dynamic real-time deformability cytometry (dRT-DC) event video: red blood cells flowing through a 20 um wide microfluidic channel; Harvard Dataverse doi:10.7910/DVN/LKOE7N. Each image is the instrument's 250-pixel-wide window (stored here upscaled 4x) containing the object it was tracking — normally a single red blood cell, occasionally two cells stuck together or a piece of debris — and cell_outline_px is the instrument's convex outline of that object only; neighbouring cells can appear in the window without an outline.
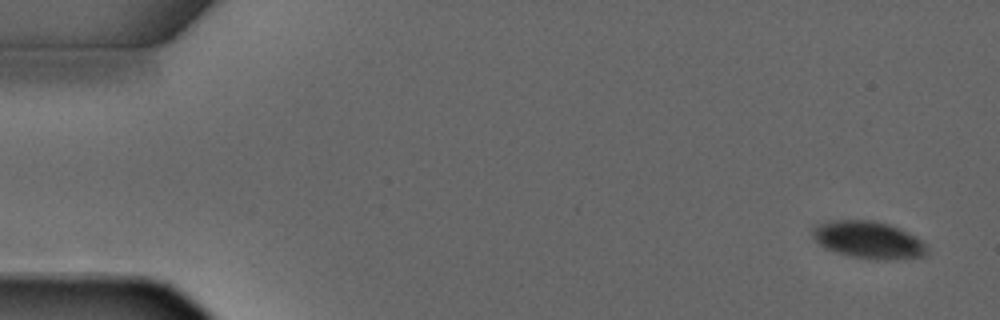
{"species": "common noctule bat (a hibernating species)", "species_latin": "Nyctalus noctula", "temperature_condition": "warm", "stored_images_in_passage": 3, "camera_frame_rate_fps": 3000, "um_per_image_px": 0.085, "animal": {"sex": "male", "forearm_length_mm": 52.5}, "frame": {"image": 1, "passage_image": 1, "time_ms": 0.0, "image_size_px": [1000, 320], "cell_outline_px": [[924, 256], [888, 260], [876, 260], [852, 256], [836, 252], [824, 248], [812, 236], [812, 228], [816, 224], [828, 220], [872, 220], [888, 224], [900, 228], [916, 236], [924, 244]], "centroid_in_image_um": [73.76, 20.37], "position_along_channel_um": 11.2, "area_um2": 24.74}}
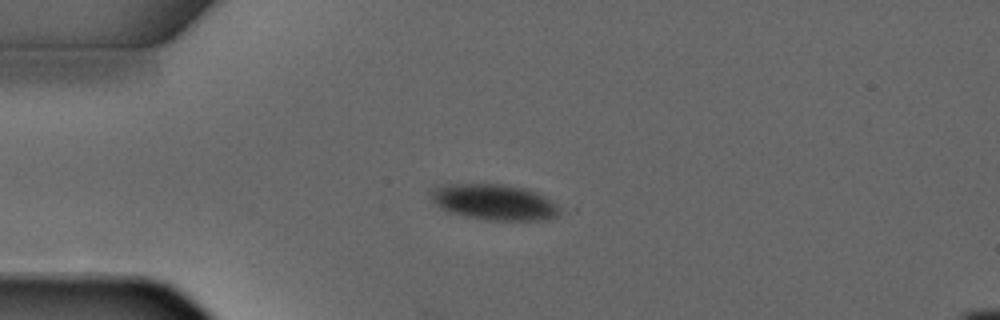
{"frame": {"image": 2, "passage_image": 3, "time_ms": 3.0, "image_size_px": [1000, 320], "cell_outline_px": [[560, 212], [556, 216], [536, 220], [488, 220], [468, 216], [452, 212], [436, 204], [428, 196], [428, 188], [436, 184], [504, 184], [524, 188], [536, 192], [544, 196]], "centroid_in_image_um": [41.87, 17.14], "position_along_channel_um": 43.1, "area_um2": 26.53}}